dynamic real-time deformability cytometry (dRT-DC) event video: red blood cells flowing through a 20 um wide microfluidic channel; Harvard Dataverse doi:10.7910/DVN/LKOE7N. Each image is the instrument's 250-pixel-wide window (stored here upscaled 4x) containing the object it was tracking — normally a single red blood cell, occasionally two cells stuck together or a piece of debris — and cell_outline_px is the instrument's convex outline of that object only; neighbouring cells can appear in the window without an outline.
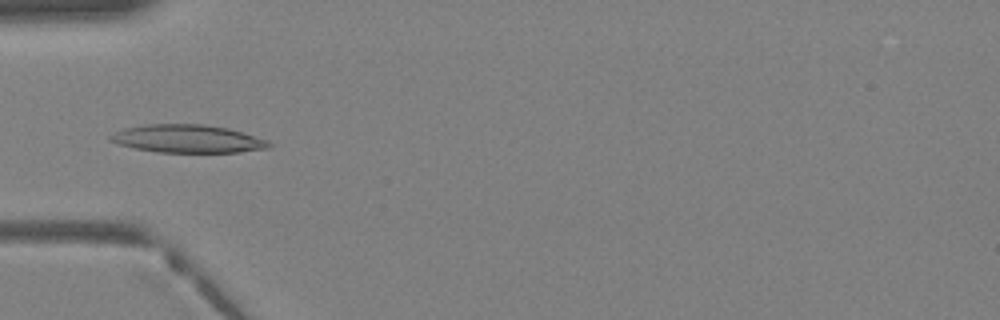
{"species": "Egyptian fruit bat (a non-hibernating species)", "species_latin": "Rousettus aegyptiacus", "temperature_condition": "warm", "stored_images_in_passage": 40, "camera_frame_rate_fps": 3000, "um_per_image_px": 0.085, "animal": {"sex": "female"}, "frame": {"image": 1, "passage_image": 13, "time_ms": 4.0, "image_size_px": [1000, 320], "cell_outline_px": [[272, 148], [240, 152], [156, 152], [136, 148], [120, 144], [108, 140], [108, 136], [112, 132], [124, 128], [148, 124], [204, 124], [228, 128], [268, 140], [272, 144]], "centroid_in_image_um": [15.95, 11.79], "position_along_channel_um": 69.0, "area_um2": 25.95}}
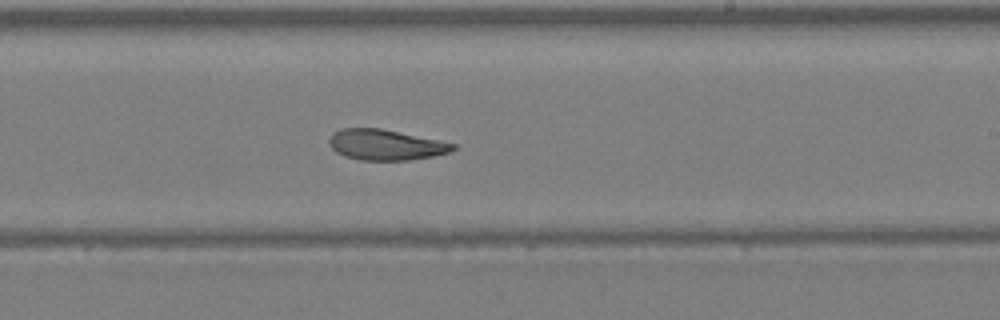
{"frame": {"image": 2, "passage_image": 24, "time_ms": 7.667, "image_size_px": [1000, 320], "cell_outline_px": [[456, 148], [448, 152], [432, 156], [408, 160], [360, 160], [344, 156], [336, 152], [328, 144], [328, 140], [332, 132], [340, 128], [380, 128], [456, 144]], "centroid_in_image_um": [32.71, 12.3], "position_along_channel_um": 256.3, "area_um2": 21.96}}
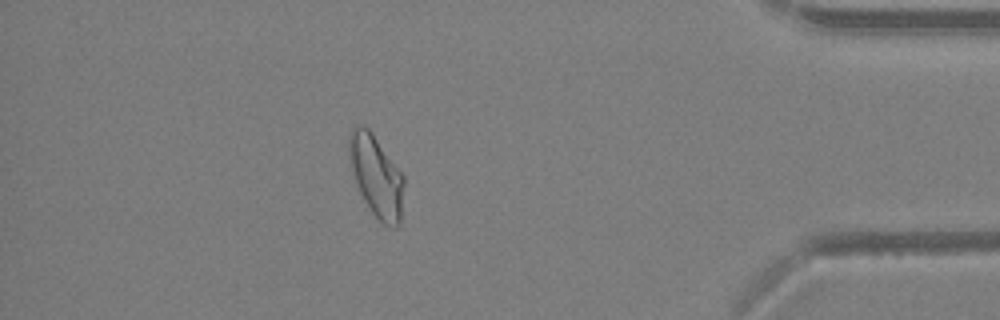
{"frame": {"image": 3, "passage_image": 35, "time_ms": 11.333, "image_size_px": [1000, 320], "cell_outline_px": [[404, 184], [400, 224], [396, 228], [392, 228], [384, 224], [372, 212], [360, 192], [356, 184], [348, 152], [348, 136], [352, 128], [356, 124], [360, 124], [368, 128], [372, 132], [404, 176]], "centroid_in_image_um": [31.98, 14.94], "position_along_channel_um": 403.2, "area_um2": 25.95}}